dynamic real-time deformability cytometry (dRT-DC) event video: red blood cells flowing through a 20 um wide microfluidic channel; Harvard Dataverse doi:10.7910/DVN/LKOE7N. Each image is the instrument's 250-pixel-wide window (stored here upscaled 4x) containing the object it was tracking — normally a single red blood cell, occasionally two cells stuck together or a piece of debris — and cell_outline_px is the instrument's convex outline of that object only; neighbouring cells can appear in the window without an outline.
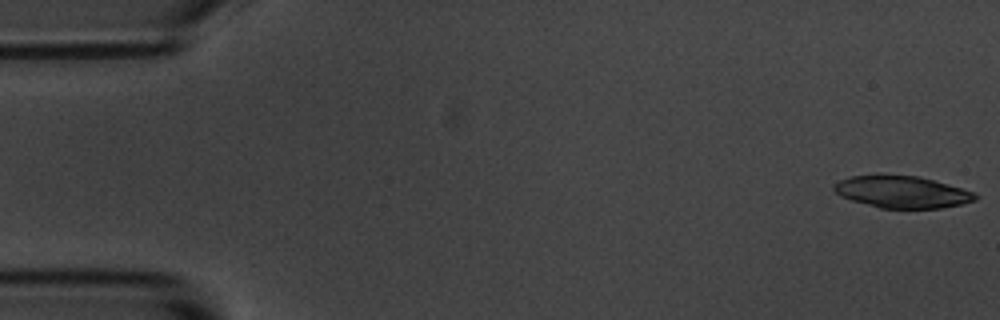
{"species": "common noctule bat (a hibernating species)", "species_latin": "Nyctalus noctula", "temperature_condition": "room temperature", "stored_images_in_passage": 16, "camera_frame_rate_fps": 3000, "um_per_image_px": 0.085, "animal": {"sex": "male", "body_mass_g": 20.1, "forearm_length_mm": 53.5}, "frame": {"image": 1, "passage_image": 1, "time_ms": 0.0, "image_size_px": [1000, 320], "cell_outline_px": [[980, 196], [976, 200], [960, 204], [940, 208], [880, 208], [852, 200], [840, 196], [832, 188], [832, 184], [848, 176], [920, 176], [976, 192]], "centroid_in_image_um": [76.7, 16.32], "position_along_channel_um": 8.3, "area_um2": 26.13}}
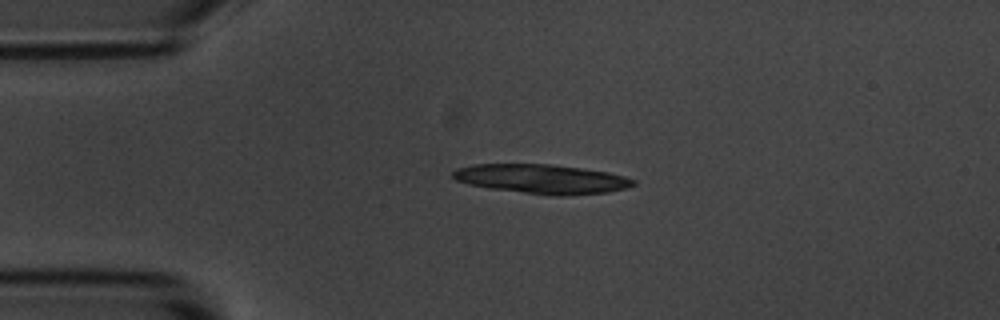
{"frame": {"image": 2, "passage_image": 12, "time_ms": 3.667, "image_size_px": [1000, 320], "cell_outline_px": [[636, 184], [628, 188], [608, 192], [564, 196], [552, 196], [488, 188], [468, 184], [456, 180], [452, 176], [452, 172], [456, 168], [472, 164], [552, 164], [608, 172], [624, 176], [636, 180]], "centroid_in_image_um": [46.06, 15.21], "position_along_channel_um": 38.9, "area_um2": 31.04}}